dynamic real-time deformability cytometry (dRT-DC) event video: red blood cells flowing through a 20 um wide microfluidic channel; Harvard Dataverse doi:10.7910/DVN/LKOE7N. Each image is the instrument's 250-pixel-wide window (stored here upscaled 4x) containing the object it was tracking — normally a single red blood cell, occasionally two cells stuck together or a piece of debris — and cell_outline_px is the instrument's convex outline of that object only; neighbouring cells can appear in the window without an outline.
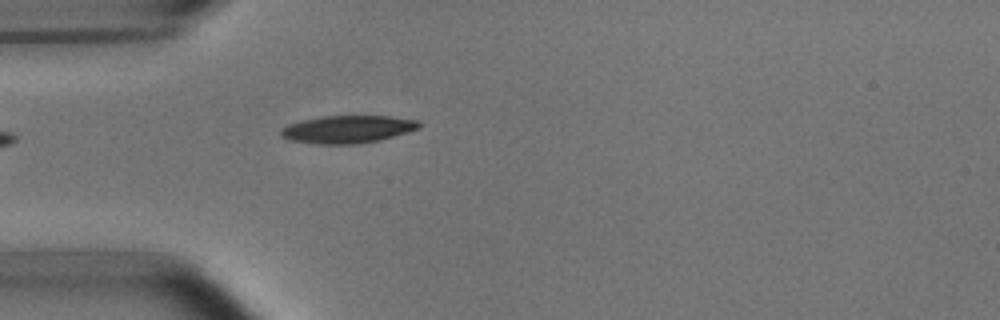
{"species": "common noctule bat (a hibernating species)", "species_latin": "Nyctalus noctula", "temperature_condition": "room temperature", "stored_images_in_passage": 5, "camera_frame_rate_fps": 3000, "um_per_image_px": 0.085, "animal": {"sex": "male", "body_mass_g": 15.6}, "frame": {"image": 1, "passage_image": 5, "time_ms": 1.333, "image_size_px": [1000, 320], "cell_outline_px": [[420, 128], [408, 132], [380, 140], [356, 144], [320, 144], [288, 140], [280, 132], [288, 124], [300, 120], [324, 116], [388, 116], [416, 120], [420, 124]], "centroid_in_image_um": [29.55, 10.99], "position_along_channel_um": 55.4, "area_um2": 22.08}}